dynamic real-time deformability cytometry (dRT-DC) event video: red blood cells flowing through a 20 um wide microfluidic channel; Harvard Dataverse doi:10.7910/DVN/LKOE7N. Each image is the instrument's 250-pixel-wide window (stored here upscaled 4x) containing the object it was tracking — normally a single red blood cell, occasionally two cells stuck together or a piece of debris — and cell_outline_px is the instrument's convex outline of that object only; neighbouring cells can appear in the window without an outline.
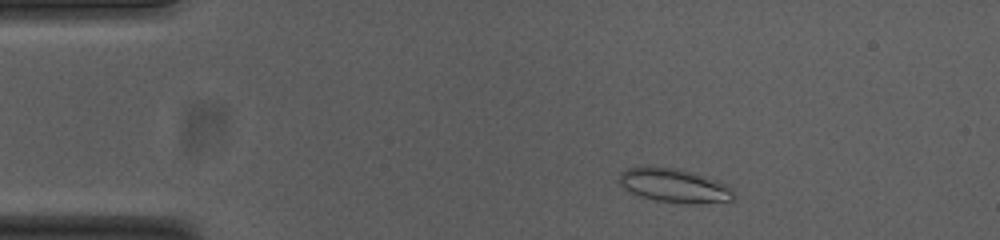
{"species": "common noctule bat (a hibernating species)", "species_latin": "Nyctalus noctula", "temperature_condition": "cold", "stored_images_in_passage": 50, "camera_frame_rate_fps": 3000, "um_per_image_px": 0.085, "animal": {"sex": "female", "body_mass_g": 23.0, "forearm_length_mm": 53.4}, "frame": {"image": 1, "passage_image": 5, "time_ms": 1.333, "image_size_px": [1000, 240], "cell_outline_px": [[736, 196], [732, 200], [688, 204], [656, 200], [640, 196], [624, 188], [620, 184], [620, 172], [628, 168], [648, 164], [672, 168], [688, 172], [724, 184], [732, 188]], "centroid_in_image_um": [57.25, 15.76], "position_along_channel_um": 27.8, "area_um2": 22.25}}
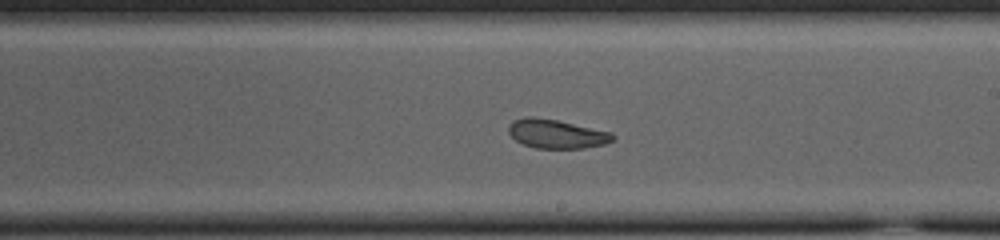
{"frame": {"image": 2, "passage_image": 27, "time_ms": 8.667, "image_size_px": [1000, 240], "cell_outline_px": [[616, 136], [612, 140], [604, 144], [584, 148], [536, 148], [524, 144], [516, 140], [508, 132], [508, 124], [512, 120], [528, 116], [532, 116], [556, 120], [612, 132]], "centroid_in_image_um": [47.28, 11.37], "position_along_channel_um": 241.7, "area_um2": 17.51}}
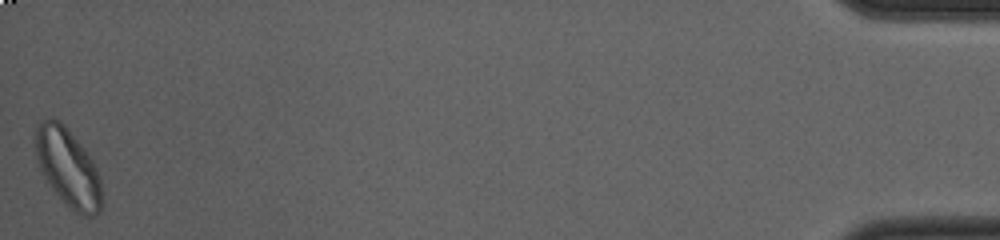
{"frame": {"image": 3, "passage_image": 50, "time_ms": 16.333, "image_size_px": [1000, 240], "cell_outline_px": [[100, 212], [96, 216], [84, 216], [76, 212], [56, 192], [40, 168], [36, 156], [36, 128], [40, 120], [48, 116], [60, 120], [64, 124], [84, 148], [92, 160], [100, 176]], "centroid_in_image_um": [5.78, 14.18], "position_along_channel_um": 429.4, "area_um2": 29.54}, "authors_computed_cell_mechanics": {"area_um2": 20.6057, "velocity_mm_per_s": 3.7259, "shape_relaxation_time_tau1_ms": null, "shape_relaxation_time_tau2_ms": 2.558, "deformation_change_tau1": null, "deformation_change_tau2": 0.0694}}